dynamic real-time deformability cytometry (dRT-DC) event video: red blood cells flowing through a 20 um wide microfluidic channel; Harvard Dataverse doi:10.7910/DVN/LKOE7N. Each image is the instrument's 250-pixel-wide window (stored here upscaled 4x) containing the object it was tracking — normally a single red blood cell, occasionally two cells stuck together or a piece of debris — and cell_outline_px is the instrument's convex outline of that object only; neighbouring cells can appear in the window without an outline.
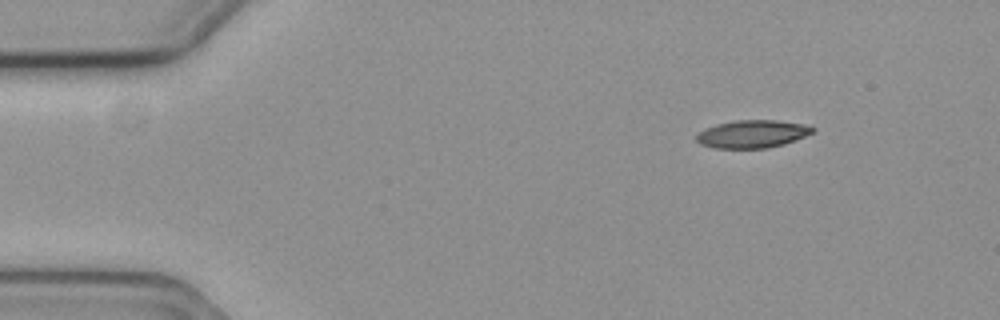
{"species": "common noctule bat (a hibernating species)", "species_latin": "Nyctalus noctula", "temperature_condition": "cold", "stored_images_in_passage": 51, "camera_frame_rate_fps": 3000, "um_per_image_px": 0.085, "animal": {"sex": "female", "body_mass_g": 19.3, "forearm_length_mm": 54.1}, "frame": {"image": 1, "passage_image": 1, "time_ms": 0.0, "image_size_px": [1000, 320], "cell_outline_px": [[816, 128], [812, 132], [796, 140], [784, 144], [768, 148], [716, 148], [700, 144], [696, 140], [696, 136], [704, 128], [716, 124], [736, 120], [776, 120], [804, 124]], "centroid_in_image_um": [63.94, 11.38], "position_along_channel_um": 21.1, "area_um2": 18.79}}
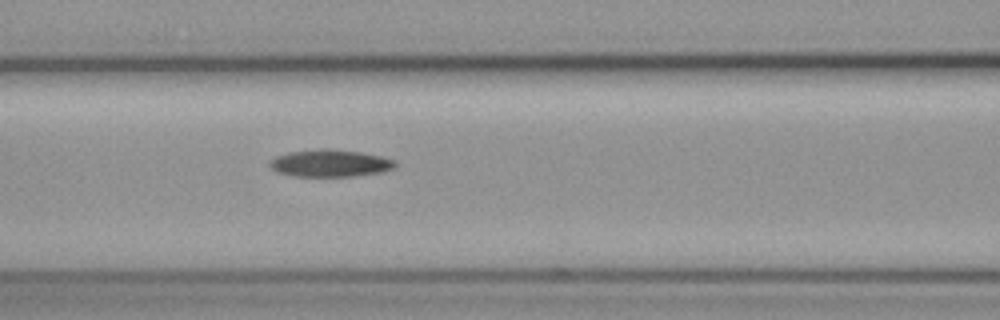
{"frame": {"image": 2, "passage_image": 18, "time_ms": 5.667, "image_size_px": [1000, 320], "cell_outline_px": [[396, 164], [392, 168], [384, 172], [352, 176], [292, 176], [276, 172], [268, 164], [268, 160], [276, 156], [288, 152], [328, 148], [360, 152], [380, 156], [392, 160]], "centroid_in_image_um": [28.0, 13.87], "position_along_channel_um": 138.6, "area_um2": 19.83}}
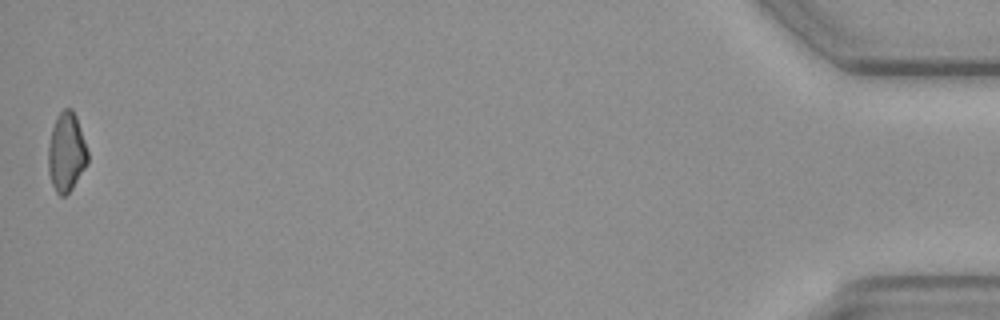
{"frame": {"image": 3, "passage_image": 51, "time_ms": 16.667, "image_size_px": [1000, 320], "cell_outline_px": [[88, 164], [72, 188], [64, 196], [60, 196], [56, 192], [52, 184], [48, 172], [48, 148], [52, 128], [56, 116], [64, 108], [72, 108], [76, 116], [88, 152]], "centroid_in_image_um": [5.64, 12.94], "position_along_channel_um": 429.6, "area_um2": 18.21}}